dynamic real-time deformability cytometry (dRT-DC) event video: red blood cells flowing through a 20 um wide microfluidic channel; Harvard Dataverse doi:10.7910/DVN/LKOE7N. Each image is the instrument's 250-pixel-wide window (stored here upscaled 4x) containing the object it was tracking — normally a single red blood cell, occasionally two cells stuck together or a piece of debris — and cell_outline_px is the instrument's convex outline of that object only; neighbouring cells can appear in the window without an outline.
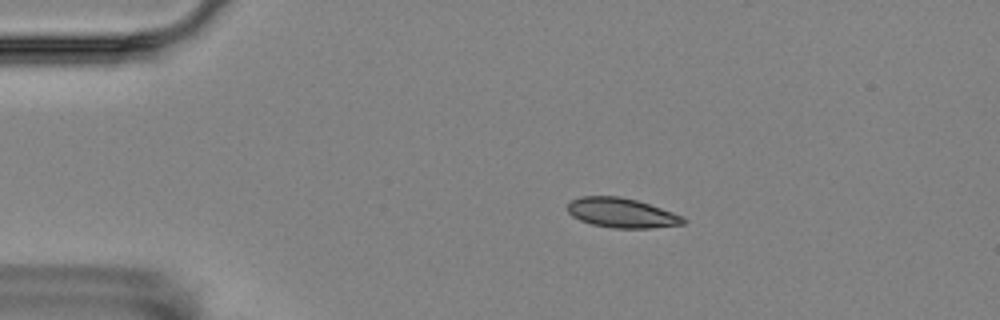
{"species": "Egyptian fruit bat (a non-hibernating species)", "species_latin": "Rousettus aegyptiacus", "temperature_condition": "room temperature", "stored_images_in_passage": 8, "camera_frame_rate_fps": 3000, "um_per_image_px": 0.085, "animal": {"sex": "female"}, "frame": {"image": 1, "passage_image": 3, "time_ms": 3.0, "image_size_px": [1000, 320], "cell_outline_px": [[688, 220], [684, 224], [652, 228], [612, 228], [592, 224], [580, 220], [572, 216], [568, 212], [568, 204], [572, 200], [580, 196], [620, 196], [636, 200], [684, 216]], "centroid_in_image_um": [52.86, 18.1], "position_along_channel_um": 32.1, "area_um2": 20.0}}
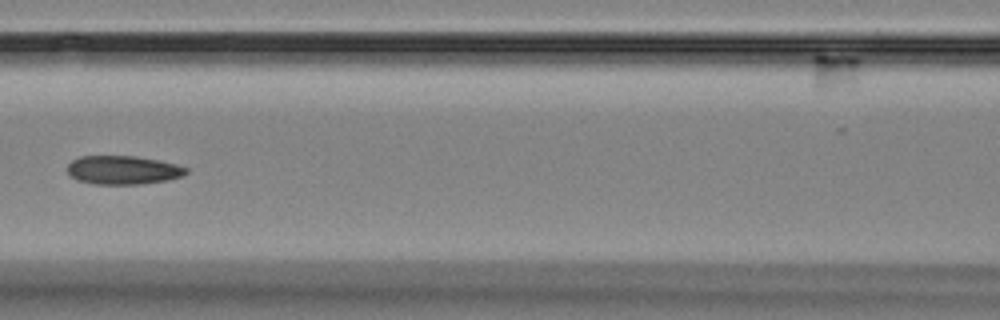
{"frame": {"image": 2, "passage_image": 7, "time_ms": 7.667, "image_size_px": [1000, 320], "cell_outline_px": [[188, 172], [184, 176], [168, 180], [140, 184], [96, 184], [76, 180], [68, 176], [68, 164], [72, 160], [80, 156], [136, 156], [160, 160], [176, 164], [188, 168]], "centroid_in_image_um": [10.46, 14.45], "position_along_channel_um": 156.1, "area_um2": 20.06}}
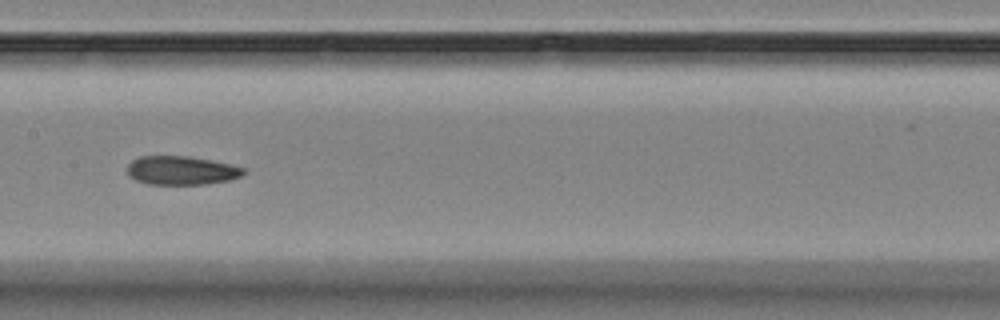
{"frame": {"image": 3, "passage_image": 8, "time_ms": 8.667, "image_size_px": [1000, 320], "cell_outline_px": [[244, 172], [240, 176], [228, 180], [208, 184], [148, 184], [136, 180], [128, 176], [128, 164], [132, 160], [140, 156], [188, 156], [228, 164], [244, 168]], "centroid_in_image_um": [15.37, 14.49], "position_along_channel_um": 192.0, "area_um2": 19.25}}